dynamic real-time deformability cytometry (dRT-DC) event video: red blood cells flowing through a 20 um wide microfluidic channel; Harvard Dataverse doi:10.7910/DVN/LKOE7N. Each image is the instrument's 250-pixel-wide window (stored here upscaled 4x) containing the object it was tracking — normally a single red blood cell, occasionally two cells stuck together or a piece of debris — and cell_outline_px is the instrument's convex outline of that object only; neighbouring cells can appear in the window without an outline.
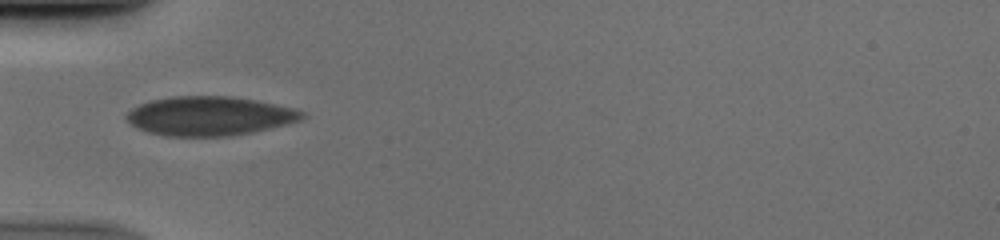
{"species": "human", "species_latin": "Homo sapiens", "temperature_condition": "cold", "stored_images_in_passage": 35, "camera_frame_rate_fps": 3000, "um_per_image_px": 0.085, "donor": {"sex": "male"}, "frame": {"image": 1, "passage_image": 1, "time_ms": 0.0, "image_size_px": [1000, 240], "cell_outline_px": [[308, 116], [304, 120], [288, 124], [252, 132], [232, 136], [164, 136], [148, 132], [136, 128], [124, 116], [132, 108], [140, 104], [152, 100], [172, 96], [232, 96], [256, 100], [296, 108], [304, 112]], "centroid_in_image_um": [17.86, 9.86], "position_along_channel_um": 67.1, "area_um2": 40.4}}
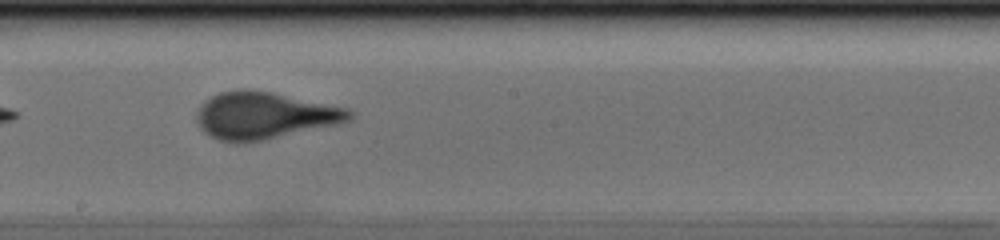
{"frame": {"image": 2, "passage_image": 13, "time_ms": 4.0, "image_size_px": [1000, 240], "cell_outline_px": [[356, 112], [352, 120], [340, 124], [264, 140], [244, 144], [232, 144], [220, 140], [204, 132], [200, 128], [196, 120], [196, 112], [200, 104], [204, 100], [220, 92], [272, 92], [348, 108]], "centroid_in_image_um": [22.5, 9.87], "position_along_channel_um": 225.7, "area_um2": 41.79}}
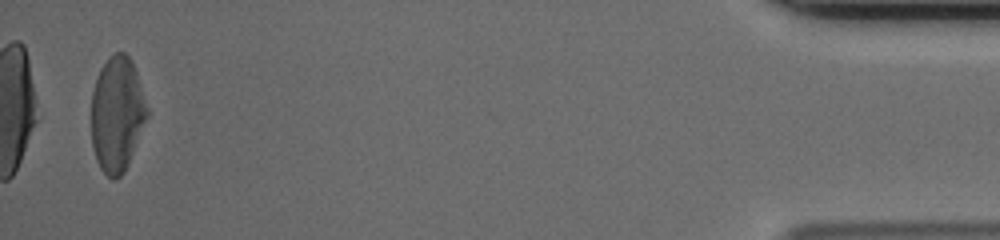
{"frame": {"image": 3, "passage_image": 34, "time_ms": 11.0, "image_size_px": [1000, 240], "cell_outline_px": [[148, 116], [128, 164], [124, 172], [116, 180], [112, 180], [100, 168], [96, 160], [92, 144], [92, 92], [100, 68], [116, 52], [124, 52], [132, 60], [148, 108]], "centroid_in_image_um": [9.95, 9.73], "position_along_channel_um": 425.2, "area_um2": 37.17}}